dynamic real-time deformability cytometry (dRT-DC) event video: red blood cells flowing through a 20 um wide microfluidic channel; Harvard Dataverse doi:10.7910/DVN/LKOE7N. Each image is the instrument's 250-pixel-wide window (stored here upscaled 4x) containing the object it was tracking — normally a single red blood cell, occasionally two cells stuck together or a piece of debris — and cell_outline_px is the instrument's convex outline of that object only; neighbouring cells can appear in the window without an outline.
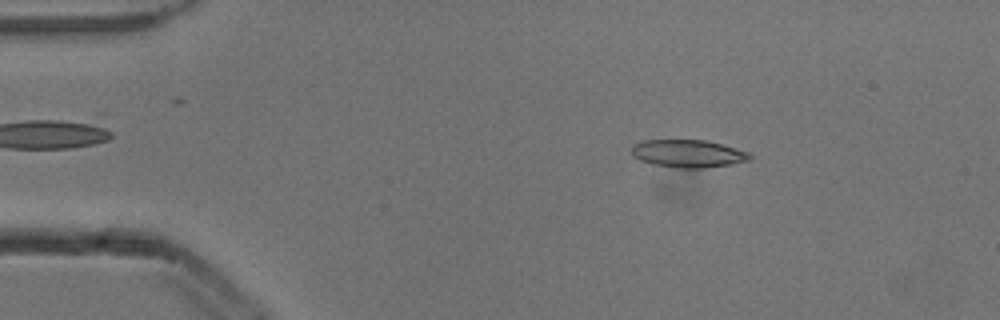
{"species": "common noctule bat (a hibernating species)", "species_latin": "Nyctalus noctula", "temperature_condition": "cold", "stored_images_in_passage": 52, "camera_frame_rate_fps": 3000, "um_per_image_px": 0.085, "animal": {"sex": "male", "body_mass_g": 13.3}, "frame": {"image": 1, "passage_image": 8, "time_ms": 2.333, "image_size_px": [1000, 320], "cell_outline_px": [[752, 156], [748, 160], [732, 164], [704, 168], [676, 168], [652, 164], [640, 160], [632, 156], [632, 144], [644, 140], [708, 140], [736, 148], [748, 152]], "centroid_in_image_um": [58.46, 13.05], "position_along_channel_um": 26.5, "area_um2": 19.19}}
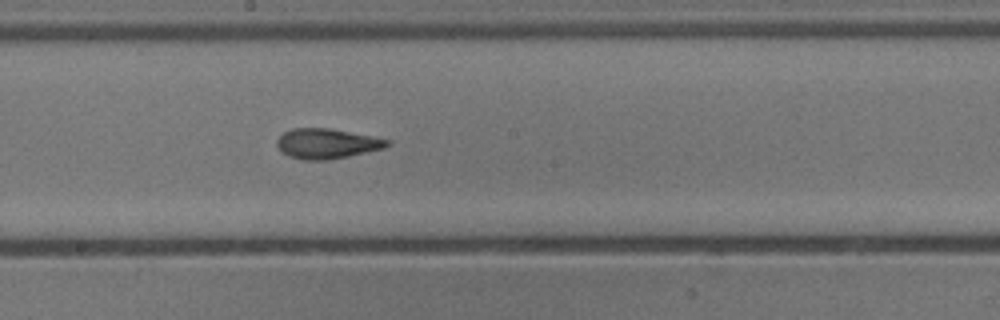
{"frame": {"image": 2, "passage_image": 28, "time_ms": 9.0, "image_size_px": [1000, 320], "cell_outline_px": [[392, 144], [384, 148], [348, 156], [328, 160], [300, 160], [288, 156], [280, 152], [276, 144], [276, 140], [284, 132], [292, 128], [328, 128], [392, 140]], "centroid_in_image_um": [27.75, 12.21], "position_along_channel_um": 220.4, "area_um2": 19.42}}
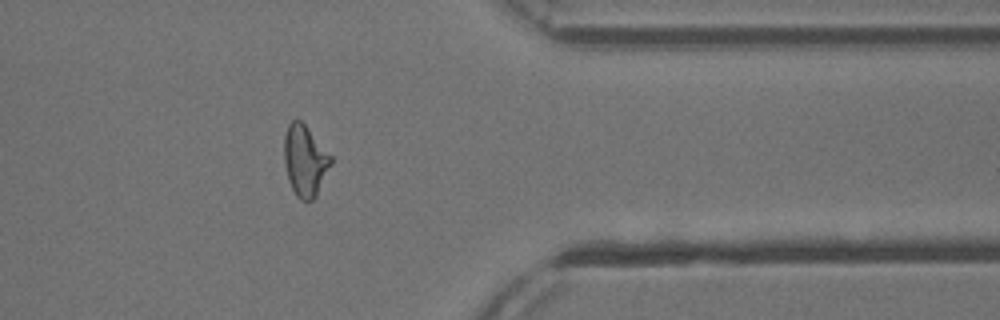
{"frame": {"image": 3, "passage_image": 42, "time_ms": 13.667, "image_size_px": [1000, 320], "cell_outline_px": [[332, 164], [316, 196], [312, 200], [300, 200], [296, 196], [288, 180], [284, 164], [284, 136], [288, 124], [292, 120], [300, 120], [304, 124], [332, 156]], "centroid_in_image_um": [25.92, 13.66], "position_along_channel_um": 385.5, "area_um2": 19.36}, "authors_computed_cell_mechanics": {"area_um2": 19.1896, "velocity_mm_per_s": 3.871, "shape_relaxation_time_tau1_ms": 8.482, "shape_relaxation_time_tau2_ms": 2.712, "deformation_change_tau1": 0.253, "deformation_change_tau2": 0.1151}}